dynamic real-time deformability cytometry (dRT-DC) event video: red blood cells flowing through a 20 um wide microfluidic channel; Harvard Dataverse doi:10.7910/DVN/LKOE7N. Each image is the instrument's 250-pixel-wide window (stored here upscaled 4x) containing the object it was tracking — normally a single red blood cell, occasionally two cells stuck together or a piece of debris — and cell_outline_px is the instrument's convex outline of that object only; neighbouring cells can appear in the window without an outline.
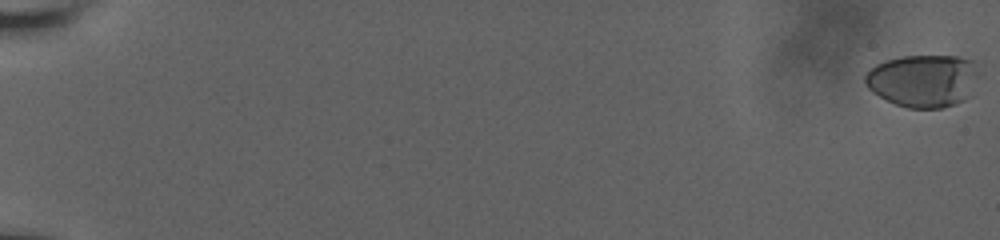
{"species": "human", "species_latin": "Homo sapiens", "temperature_condition": "room temperature", "stored_images_in_passage": 60, "camera_frame_rate_fps": 3000, "um_per_image_px": 0.085, "donor": {"sex": "male"}, "frame": {"image": 1, "passage_image": 1, "time_ms": 0.0, "image_size_px": [1000, 240], "cell_outline_px": [[976, 76], [964, 100], [956, 104], [940, 108], [908, 108], [896, 104], [872, 92], [864, 84], [864, 76], [876, 64], [884, 60], [904, 56], [960, 56], [972, 60], [976, 72]], "centroid_in_image_um": [78.4, 6.85], "position_along_channel_um": 6.6, "area_um2": 34.39}}
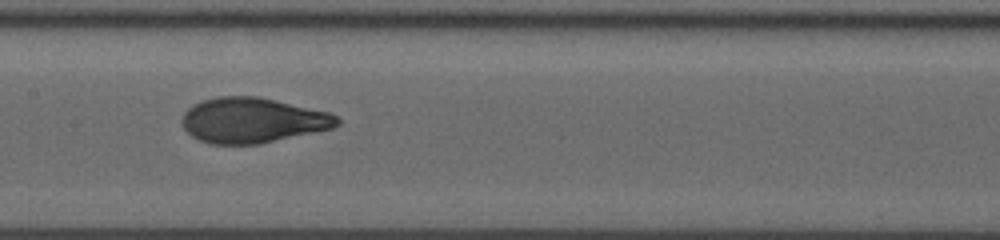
{"frame": {"image": 2, "passage_image": 34, "time_ms": 11.0, "image_size_px": [1000, 240], "cell_outline_px": [[340, 124], [332, 128], [260, 144], [208, 144], [192, 136], [184, 128], [180, 120], [184, 112], [192, 104], [216, 96], [256, 96], [276, 100], [328, 112], [336, 116], [340, 120]], "centroid_in_image_um": [21.43, 10.22], "position_along_channel_um": 186.0, "area_um2": 40.86}}
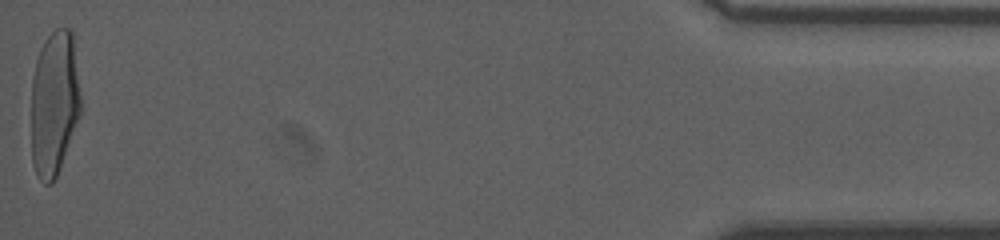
{"frame": {"image": 3, "passage_image": 60, "time_ms": 19.667, "image_size_px": [1000, 240], "cell_outline_px": [[80, 116], [60, 168], [52, 184], [44, 184], [36, 176], [32, 164], [32, 80], [36, 60], [40, 48], [44, 40], [56, 28], [68, 28], [72, 32], [80, 96]], "centroid_in_image_um": [4.6, 8.8], "position_along_channel_um": 430.6, "area_um2": 41.85}, "authors_computed_cell_mechanics": {"area_um2": 40.3444, "velocity_mm_per_s": 3.8031, "shape_relaxation_time_tau1_ms": 5.1899, "shape_relaxation_time_tau2_ms": 0.7312, "deformation_change_tau1": 0.2271, "deformation_change_tau2": 0.0651}}